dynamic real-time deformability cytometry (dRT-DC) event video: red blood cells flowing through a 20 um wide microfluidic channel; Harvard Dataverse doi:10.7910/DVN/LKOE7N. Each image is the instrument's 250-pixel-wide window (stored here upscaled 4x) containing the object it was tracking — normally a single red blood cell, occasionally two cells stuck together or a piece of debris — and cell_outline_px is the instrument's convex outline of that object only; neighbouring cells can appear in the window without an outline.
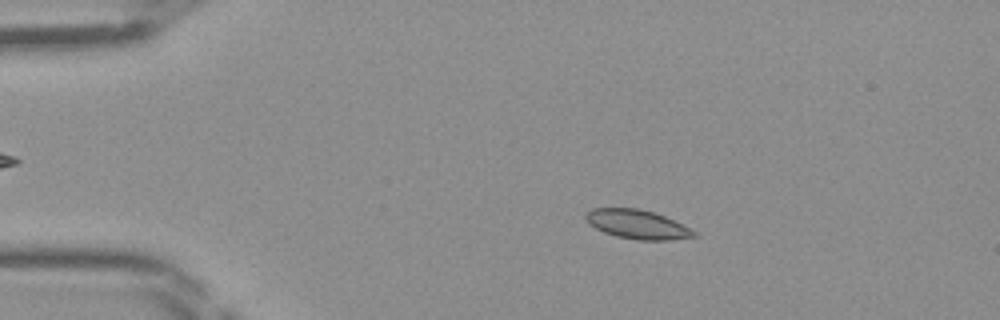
{"species": "Egyptian fruit bat (a non-hibernating species)", "species_latin": "Rousettus aegyptiacus", "temperature_condition": "room temperature", "stored_images_in_passage": 47, "camera_frame_rate_fps": 3000, "um_per_image_px": 0.085, "frame": {"image": 1, "passage_image": 9, "time_ms": 2.667, "image_size_px": [1000, 320], "cell_outline_px": [[696, 236], [668, 240], [636, 240], [616, 236], [604, 232], [588, 224], [584, 216], [592, 208], [640, 208], [664, 216], [696, 232]], "centroid_in_image_um": [54.11, 19.07], "position_along_channel_um": 30.9, "area_um2": 18.09}}
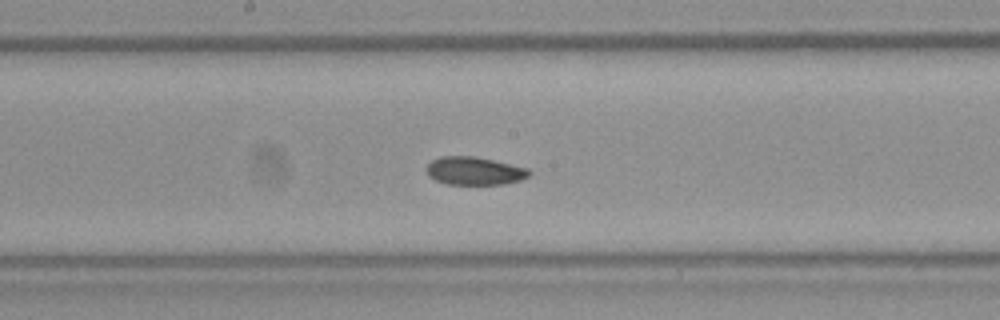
{"frame": {"image": 2, "passage_image": 25, "time_ms": 8.0, "image_size_px": [1000, 320], "cell_outline_px": [[532, 172], [528, 176], [520, 180], [504, 184], [444, 184], [428, 176], [424, 168], [432, 160], [440, 156], [472, 156], [492, 160], [528, 168]], "centroid_in_image_um": [40.28, 14.53], "position_along_channel_um": 207.9, "area_um2": 16.82}}
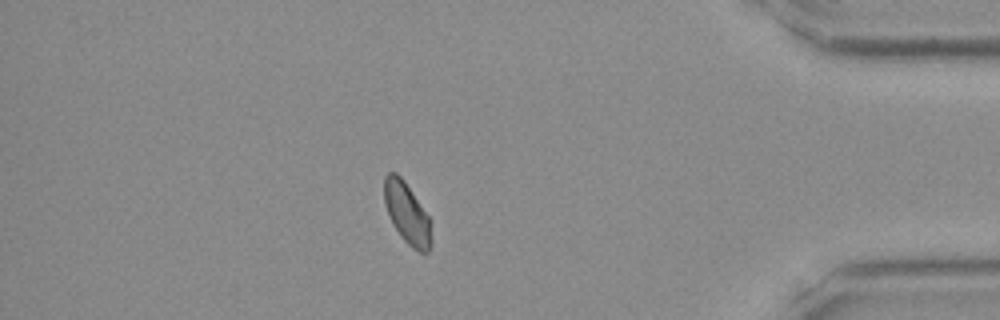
{"frame": {"image": 3, "passage_image": 41, "time_ms": 13.333, "image_size_px": [1000, 320], "cell_outline_px": [[432, 244], [428, 252], [420, 252], [412, 248], [400, 236], [392, 224], [388, 216], [384, 204], [384, 176], [388, 172], [396, 172], [404, 180], [432, 220]], "centroid_in_image_um": [34.61, 18.14], "position_along_channel_um": 400.6, "area_um2": 17.28}}